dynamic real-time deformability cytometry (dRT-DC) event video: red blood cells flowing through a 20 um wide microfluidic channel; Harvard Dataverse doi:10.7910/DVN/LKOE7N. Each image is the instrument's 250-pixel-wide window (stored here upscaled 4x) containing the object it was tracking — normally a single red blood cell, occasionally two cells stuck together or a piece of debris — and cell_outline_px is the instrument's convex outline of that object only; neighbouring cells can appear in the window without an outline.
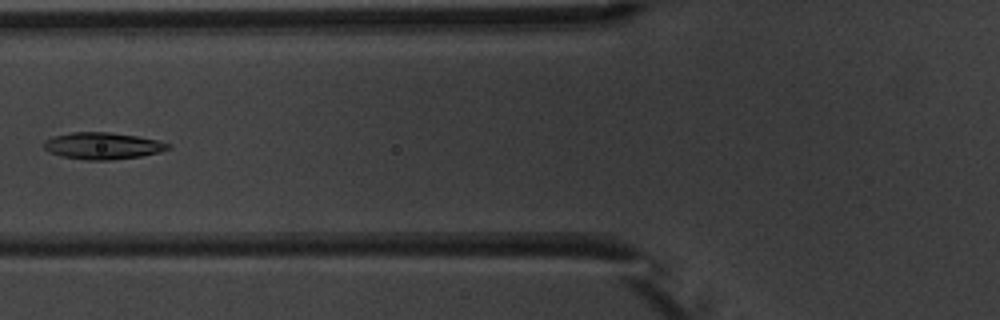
{"species": "common noctule bat (a hibernating species)", "species_latin": "Nyctalus noctula", "temperature_condition": "warm", "stored_images_in_passage": 8, "camera_frame_rate_fps": 3000, "um_per_image_px": 0.085, "animal": {"sex": "male", "body_mass_g": 20.1, "forearm_length_mm": 53.5}, "frame": {"image": 1, "passage_image": 7, "time_ms": 8.0, "image_size_px": [1000, 320], "cell_outline_px": [[172, 148], [160, 152], [140, 156], [112, 160], [84, 160], [60, 156], [44, 148], [44, 140], [52, 136], [72, 132], [108, 132], [136, 136], [156, 140], [172, 144]], "centroid_in_image_um": [8.73, 12.4], "position_along_channel_um": 117.1, "area_um2": 19.42}}
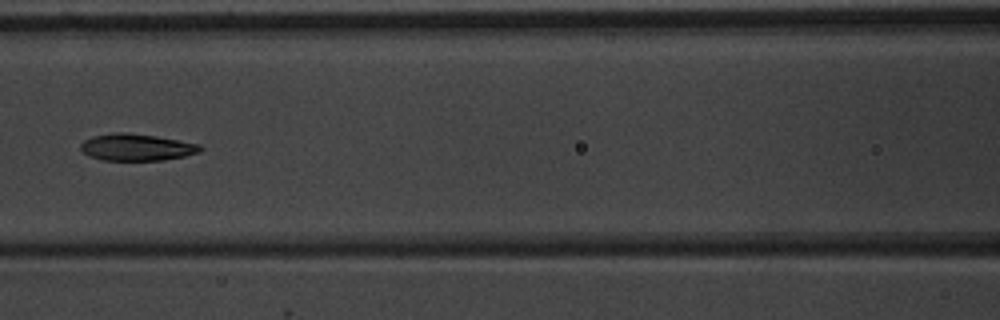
{"frame": {"image": 2, "passage_image": 8, "time_ms": 9.0, "image_size_px": [1000, 320], "cell_outline_px": [[204, 148], [200, 152], [184, 156], [164, 160], [100, 160], [88, 156], [80, 148], [80, 144], [84, 140], [92, 136], [112, 132], [128, 132], [156, 136], [200, 144]], "centroid_in_image_um": [11.6, 12.51], "position_along_channel_um": 155.0, "area_um2": 18.9}}